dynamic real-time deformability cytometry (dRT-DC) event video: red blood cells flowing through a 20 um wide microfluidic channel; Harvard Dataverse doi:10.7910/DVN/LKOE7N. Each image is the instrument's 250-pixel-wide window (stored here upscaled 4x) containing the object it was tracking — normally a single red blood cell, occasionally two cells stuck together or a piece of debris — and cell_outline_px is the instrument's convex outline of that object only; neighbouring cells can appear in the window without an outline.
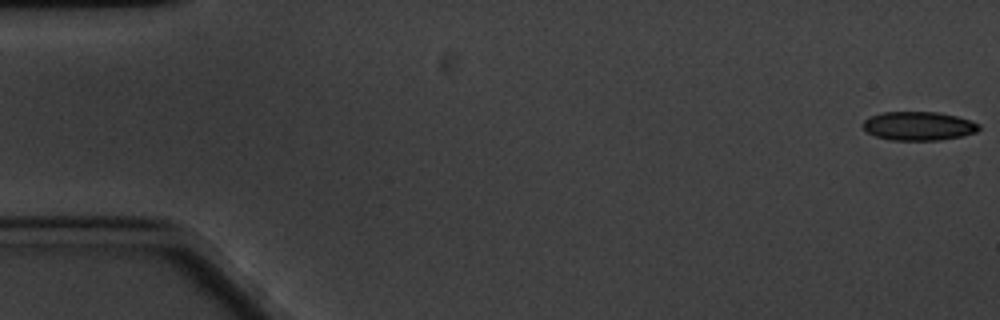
{"species": "common noctule bat (a hibernating species)", "species_latin": "Nyctalus noctula", "temperature_condition": "cold", "stored_images_in_passage": 60, "camera_frame_rate_fps": 3000, "um_per_image_px": 0.085, "animal": {"sex": "male", "body_mass_g": 20.1, "forearm_length_mm": 53.5}, "frame": {"image": 1, "passage_image": 1, "time_ms": 0.0, "image_size_px": [1000, 320], "cell_outline_px": [[980, 128], [976, 132], [964, 136], [940, 140], [892, 140], [876, 136], [868, 132], [860, 124], [864, 120], [880, 112], [936, 112], [956, 116], [980, 124]], "centroid_in_image_um": [78.08, 10.71], "position_along_channel_um": 6.9, "area_um2": 19.42}}
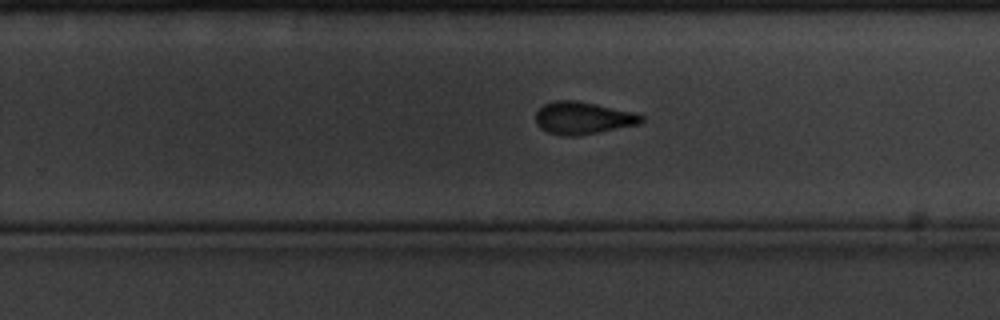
{"frame": {"image": 2, "passage_image": 38, "time_ms": 12.333, "image_size_px": [1000, 320], "cell_outline_px": [[644, 120], [640, 124], [576, 136], [560, 136], [548, 132], [540, 128], [536, 124], [536, 112], [544, 104], [552, 100], [576, 100], [596, 104], [632, 112], [644, 116]], "centroid_in_image_um": [49.51, 10.03], "position_along_channel_um": 280.3, "area_um2": 19.94}}
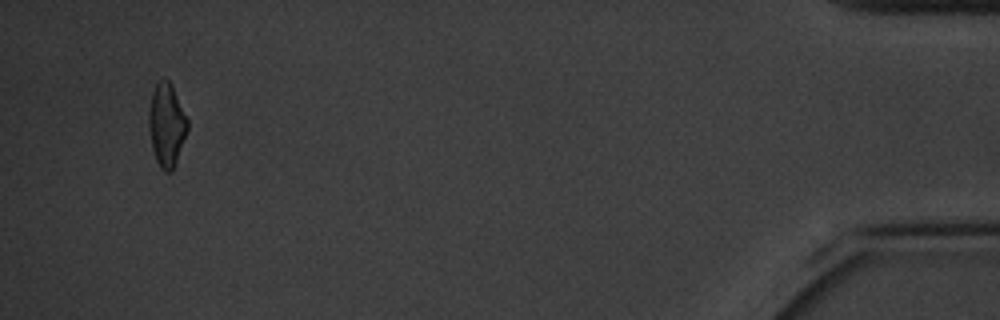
{"frame": {"image": 3, "passage_image": 58, "time_ms": 19.0, "image_size_px": [1000, 320], "cell_outline_px": [[188, 128], [172, 172], [164, 172], [160, 168], [156, 160], [152, 148], [148, 128], [148, 116], [152, 92], [156, 84], [164, 76], [172, 84], [188, 120]], "centroid_in_image_um": [14.15, 10.6], "position_along_channel_um": 421.1, "area_um2": 18.79}, "authors_computed_cell_mechanics": {"area_um2": 20.1144, "velocity_mm_per_s": 3.2897, "shape_relaxation_time_tau1_ms": 4.6321, "shape_relaxation_time_tau2_ms": 2.084, "deformation_change_tau1": 0.1117, "deformation_change_tau2": 0.0944}}